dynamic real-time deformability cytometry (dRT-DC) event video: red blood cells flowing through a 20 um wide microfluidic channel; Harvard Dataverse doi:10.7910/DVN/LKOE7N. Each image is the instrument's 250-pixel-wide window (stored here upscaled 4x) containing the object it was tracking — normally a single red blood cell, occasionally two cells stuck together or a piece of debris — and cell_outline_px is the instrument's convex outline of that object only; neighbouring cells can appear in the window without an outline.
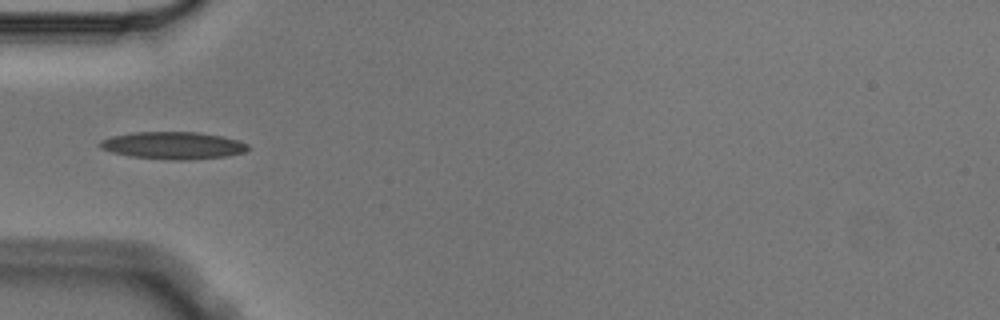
{"species": "Egyptian fruit bat (a non-hibernating species)", "species_latin": "Rousettus aegyptiacus", "temperature_condition": "cold", "stored_images_in_passage": 9, "camera_frame_rate_fps": 3000, "um_per_image_px": 0.085, "animal": {"sex": "male"}, "frame": {"image": 1, "passage_image": 4, "time_ms": 1.0, "image_size_px": [1000, 320], "cell_outline_px": [[248, 148], [244, 152], [228, 156], [192, 160], [168, 160], [132, 156], [112, 152], [100, 148], [96, 144], [100, 140], [112, 136], [132, 132], [200, 132], [220, 136], [236, 140], [248, 144]], "centroid_in_image_um": [14.68, 12.37], "position_along_channel_um": 70.3, "area_um2": 23.64}}
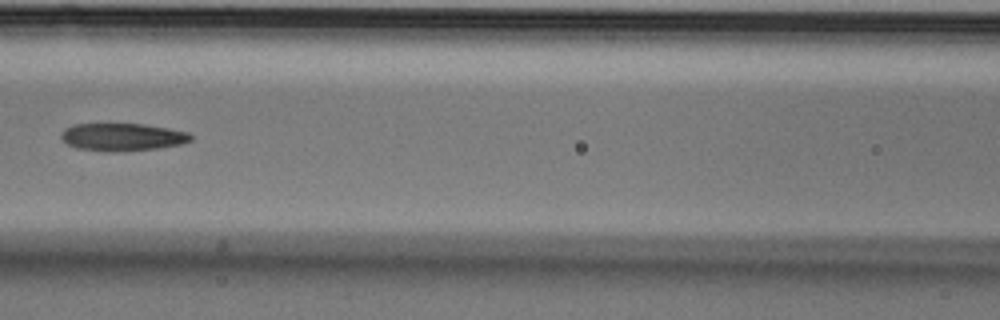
{"frame": {"image": 2, "passage_image": 6, "time_ms": 1.667, "image_size_px": [1000, 320], "cell_outline_px": [[192, 140], [180, 144], [160, 148], [112, 152], [108, 152], [76, 148], [68, 144], [60, 136], [60, 132], [64, 128], [72, 124], [144, 124], [168, 128], [188, 132], [192, 136]], "centroid_in_image_um": [10.38, 11.64], "position_along_channel_um": 156.2, "area_um2": 20.98}}
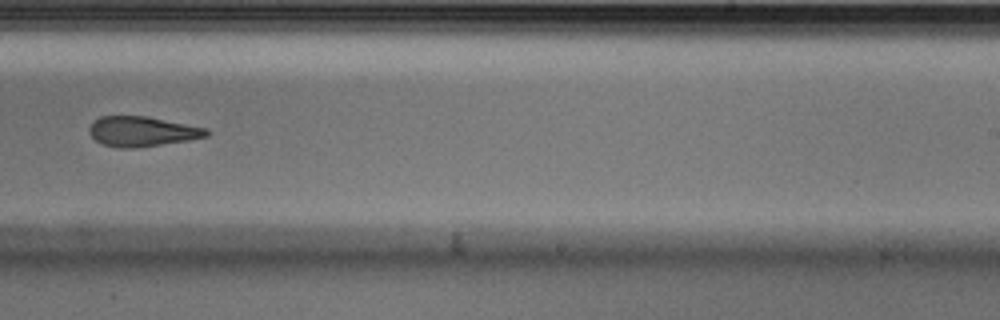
{"frame": {"image": 3, "passage_image": 9, "time_ms": 2.667, "image_size_px": [1000, 320], "cell_outline_px": [[212, 132], [208, 136], [188, 140], [136, 148], [120, 148], [104, 144], [96, 140], [88, 132], [88, 128], [100, 116], [148, 116], [208, 128]], "centroid_in_image_um": [12.12, 11.17], "position_along_channel_um": 276.9, "area_um2": 20.52}}